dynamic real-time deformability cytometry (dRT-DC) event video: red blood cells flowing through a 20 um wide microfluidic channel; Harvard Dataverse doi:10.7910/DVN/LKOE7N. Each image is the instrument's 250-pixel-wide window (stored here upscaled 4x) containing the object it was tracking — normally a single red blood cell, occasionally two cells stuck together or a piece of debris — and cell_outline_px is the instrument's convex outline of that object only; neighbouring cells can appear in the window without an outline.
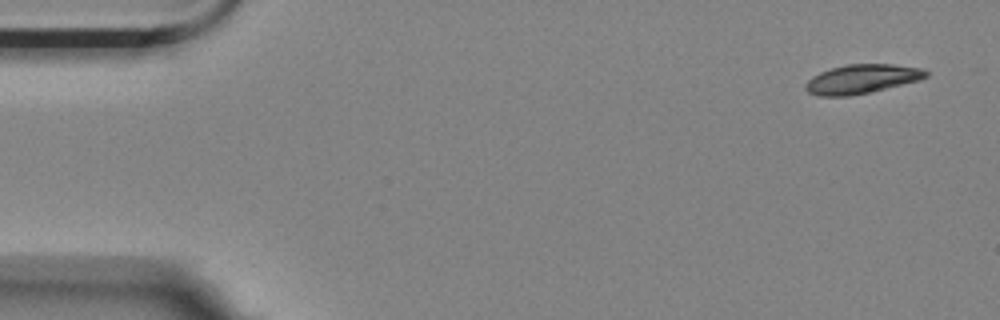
{"species": "Egyptian fruit bat (a non-hibernating species)", "species_latin": "Rousettus aegyptiacus", "temperature_condition": "room temperature", "stored_images_in_passage": 4, "camera_frame_rate_fps": 3000, "um_per_image_px": 0.085, "animal": {"sex": "female"}, "frame": {"image": 1, "passage_image": 1, "time_ms": 0.0, "image_size_px": [1000, 320], "cell_outline_px": [[928, 76], [920, 80], [868, 92], [848, 96], [820, 96], [808, 92], [804, 88], [804, 84], [812, 76], [820, 72], [832, 68], [848, 64], [892, 64], [924, 68], [928, 72]], "centroid_in_image_um": [73.25, 6.71], "position_along_channel_um": 11.7, "area_um2": 20.35}}